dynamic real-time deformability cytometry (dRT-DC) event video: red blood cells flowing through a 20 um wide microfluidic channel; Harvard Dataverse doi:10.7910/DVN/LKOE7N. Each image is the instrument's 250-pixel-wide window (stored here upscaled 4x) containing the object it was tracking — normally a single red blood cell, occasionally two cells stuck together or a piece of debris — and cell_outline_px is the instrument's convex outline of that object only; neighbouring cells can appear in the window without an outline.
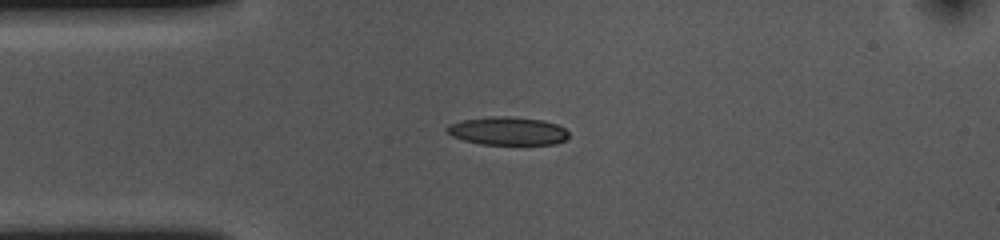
{"species": "common noctule bat (a hibernating species)", "species_latin": "Nyctalus noctula", "temperature_condition": "cold", "stored_images_in_passage": 43, "camera_frame_rate_fps": 3000, "um_per_image_px": 0.085, "animal": {"sex": "female", "body_mass_g": 10.0, "forearm_length_mm": 53.1}, "frame": {"image": 1, "passage_image": 1, "time_ms": 0.0, "image_size_px": [1000, 240], "cell_outline_px": [[568, 136], [564, 140], [556, 144], [480, 144], [464, 140], [452, 136], [444, 128], [448, 124], [464, 120], [488, 116], [512, 116], [544, 120], [556, 124], [564, 128], [568, 132]], "centroid_in_image_um": [43.14, 11.12], "position_along_channel_um": 41.9, "area_um2": 20.06}}
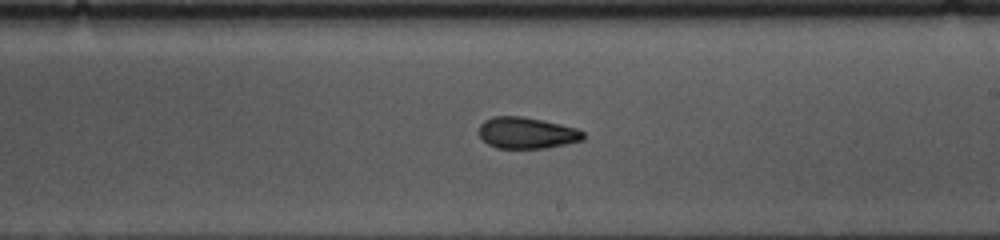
{"frame": {"image": 2, "passage_image": 19, "time_ms": 6.0, "image_size_px": [1000, 240], "cell_outline_px": [[584, 140], [544, 148], [496, 148], [488, 144], [480, 136], [480, 124], [484, 120], [492, 116], [520, 116], [544, 120], [576, 128], [584, 132]], "centroid_in_image_um": [44.77, 11.29], "position_along_channel_um": 244.2, "area_um2": 19.02}}
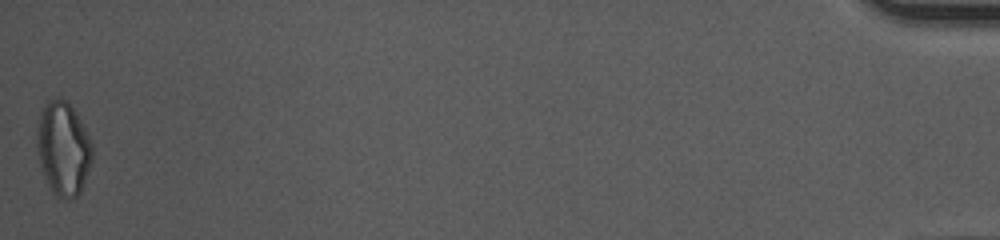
{"frame": {"image": 3, "passage_image": 43, "time_ms": 14.0, "image_size_px": [1000, 240], "cell_outline_px": [[92, 160], [80, 192], [76, 196], [56, 196], [48, 184], [44, 176], [40, 164], [36, 144], [36, 136], [40, 112], [48, 100], [60, 96], [72, 108], [80, 120], [92, 144]], "centroid_in_image_um": [5.35, 12.58], "position_along_channel_um": 429.8, "area_um2": 29.65}, "authors_computed_cell_mechanics": {"area_um2": 19.8832, "velocity_mm_per_s": 3.6097, "shape_relaxation_time_tau1_ms": 11.2639, "shape_relaxation_time_tau2_ms": 3.5828, "deformation_change_tau1": 0.2074, "deformation_change_tau2": 0.1056}}